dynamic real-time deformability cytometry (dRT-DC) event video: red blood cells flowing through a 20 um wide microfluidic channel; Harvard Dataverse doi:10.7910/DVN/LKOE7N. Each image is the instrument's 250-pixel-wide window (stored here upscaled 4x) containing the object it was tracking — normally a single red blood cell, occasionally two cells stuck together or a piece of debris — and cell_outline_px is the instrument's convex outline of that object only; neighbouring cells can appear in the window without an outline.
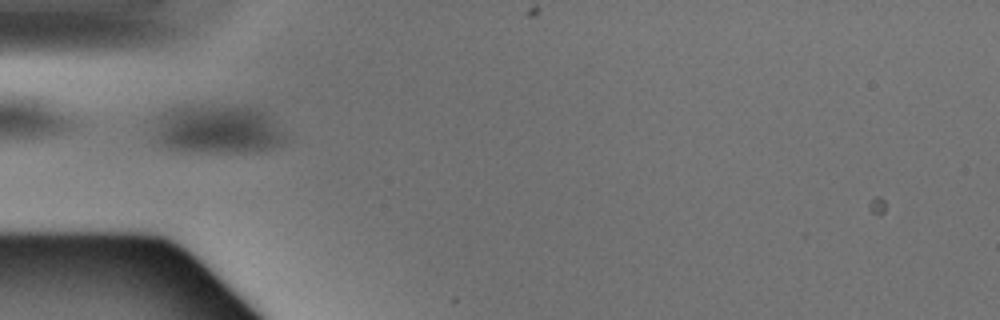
{"species": "Egyptian fruit bat (a non-hibernating species)", "species_latin": "Rousettus aegyptiacus", "temperature_condition": "warm", "stored_images_in_passage": 5, "camera_frame_rate_fps": 3000, "um_per_image_px": 0.085, "animal": {"sex": "male"}, "frame": {"image": 1, "passage_image": 5, "time_ms": 1.333, "image_size_px": [1000, 320], "cell_outline_px": [[284, 140], [280, 144], [272, 148], [256, 152], [180, 152], [168, 148], [152, 140], [160, 116], [168, 108], [260, 108], [268, 112], [284, 132]], "centroid_in_image_um": [18.52, 11.06], "position_along_channel_um": 66.5, "area_um2": 36.88}}